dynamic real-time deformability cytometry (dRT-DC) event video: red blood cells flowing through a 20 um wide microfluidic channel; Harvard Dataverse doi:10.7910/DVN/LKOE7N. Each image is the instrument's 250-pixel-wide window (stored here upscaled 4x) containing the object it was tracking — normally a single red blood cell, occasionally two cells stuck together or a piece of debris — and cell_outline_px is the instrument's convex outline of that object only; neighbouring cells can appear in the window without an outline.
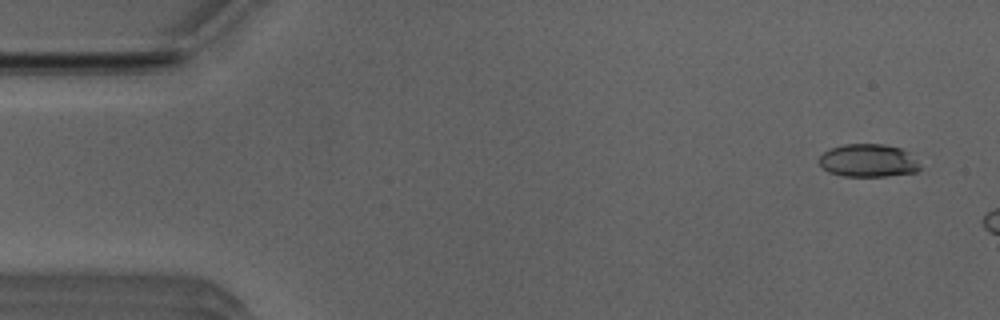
{"species": "Egyptian fruit bat (a non-hibernating species)", "species_latin": "Rousettus aegyptiacus", "temperature_condition": "room temperature", "stored_images_in_passage": 9, "camera_frame_rate_fps": 3000, "um_per_image_px": 0.085, "animal": {"sex": "male"}, "frame": {"image": 1, "passage_image": 3, "time_ms": 0.667, "image_size_px": [1000, 320], "cell_outline_px": [[920, 168], [916, 172], [884, 176], [844, 176], [828, 172], [816, 160], [824, 152], [832, 148], [844, 144], [884, 144], [900, 148], [908, 152], [920, 164]], "centroid_in_image_um": [73.78, 13.65], "position_along_channel_um": 11.2, "area_um2": 19.31}}